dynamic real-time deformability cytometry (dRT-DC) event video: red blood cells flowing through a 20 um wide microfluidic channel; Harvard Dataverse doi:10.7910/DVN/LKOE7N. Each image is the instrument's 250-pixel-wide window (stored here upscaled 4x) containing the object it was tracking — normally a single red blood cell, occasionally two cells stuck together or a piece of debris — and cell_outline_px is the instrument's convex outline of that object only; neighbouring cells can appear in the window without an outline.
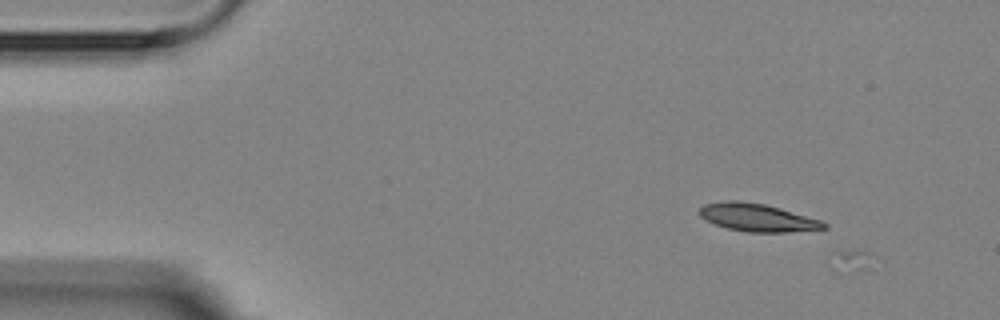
{"species": "Egyptian fruit bat (a non-hibernating species)", "species_latin": "Rousettus aegyptiacus", "temperature_condition": "room temperature", "stored_images_in_passage": 3, "camera_frame_rate_fps": 3000, "um_per_image_px": 0.085, "animal": {"sex": "female"}, "frame": {"image": 1, "passage_image": 2, "time_ms": 1.333, "image_size_px": [1000, 320], "cell_outline_px": [[828, 228], [784, 232], [748, 232], [728, 228], [716, 224], [700, 216], [700, 208], [704, 204], [728, 200], [740, 200], [764, 204], [824, 220], [828, 224]], "centroid_in_image_um": [64.43, 18.48], "position_along_channel_um": 20.6, "area_um2": 20.06}}